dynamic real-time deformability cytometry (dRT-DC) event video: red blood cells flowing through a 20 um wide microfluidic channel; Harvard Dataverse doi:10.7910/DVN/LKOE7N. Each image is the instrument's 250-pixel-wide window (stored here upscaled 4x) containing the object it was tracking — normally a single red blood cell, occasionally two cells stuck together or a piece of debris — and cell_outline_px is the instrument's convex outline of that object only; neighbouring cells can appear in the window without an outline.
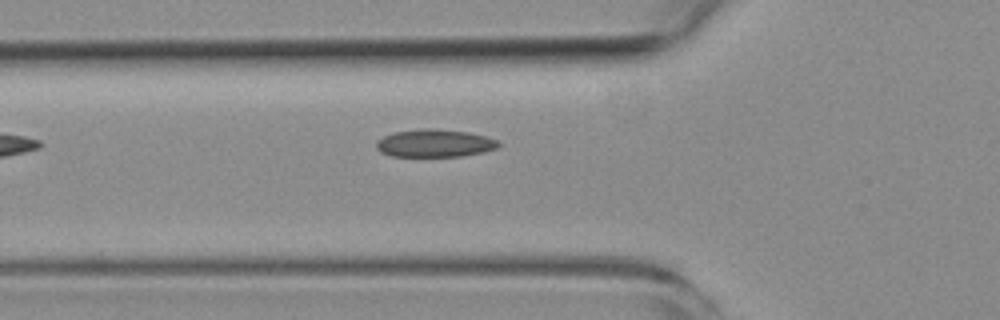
{"species": "common noctule bat (a hibernating species)", "species_latin": "Nyctalus noctula", "temperature_condition": "room temperature", "stored_images_in_passage": 5, "camera_frame_rate_fps": 3000, "um_per_image_px": 0.085, "animal": {"sex": "female", "body_mass_g": 19.3, "forearm_length_mm": 54.1}, "frame": {"image": 1, "passage_image": 5, "time_ms": 6.0, "image_size_px": [1000, 320], "cell_outline_px": [[500, 144], [496, 148], [484, 152], [460, 156], [392, 156], [380, 152], [376, 148], [376, 140], [384, 136], [396, 132], [424, 128], [432, 128], [468, 132], [488, 136], [496, 140]], "centroid_in_image_um": [36.94, 12.17], "position_along_channel_um": 88.9, "area_um2": 19.71}}